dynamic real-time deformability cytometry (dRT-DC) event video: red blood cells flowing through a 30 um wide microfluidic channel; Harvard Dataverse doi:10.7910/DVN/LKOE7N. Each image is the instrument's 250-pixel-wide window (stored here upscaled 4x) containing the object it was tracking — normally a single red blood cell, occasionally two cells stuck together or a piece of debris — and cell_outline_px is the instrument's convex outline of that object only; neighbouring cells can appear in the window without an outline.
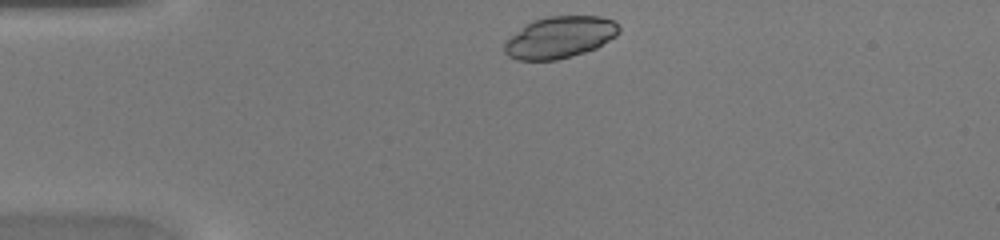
{"species": "common noctule bat (a hibernating species)", "species_latin": "Nyctalus noctula", "temperature_condition": "warm", "stored_images_in_passage": 36, "camera_frame_rate_fps": 3000, "um_per_image_px": 0.085, "animal": {"sex": "female", "body_mass_g": 20.0, "forearm_length_mm": 54.0}, "frame": {"image": 1, "passage_image": 1, "time_ms": 0.0, "image_size_px": [1000, 240], "cell_outline_px": [[620, 32], [616, 36], [596, 48], [572, 56], [556, 60], [516, 60], [508, 56], [504, 52], [504, 44], [512, 36], [532, 20], [548, 16], [600, 16], [612, 20], [620, 28]], "centroid_in_image_um": [47.59, 3.17], "position_along_channel_um": 37.4, "area_um2": 27.63}}
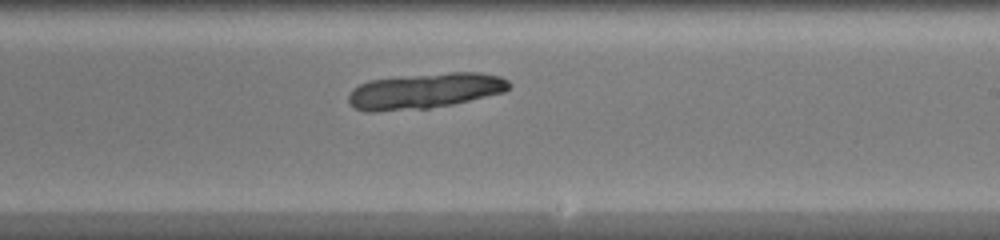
{"frame": {"image": 2, "passage_image": 18, "time_ms": 5.667, "image_size_px": [1000, 240], "cell_outline_px": [[512, 84], [504, 92], [452, 104], [428, 108], [372, 112], [364, 112], [348, 104], [348, 96], [352, 88], [368, 80], [448, 72], [480, 72], [500, 76], [508, 80]], "centroid_in_image_um": [36.09, 7.72], "position_along_channel_um": 252.9, "area_um2": 33.23}}
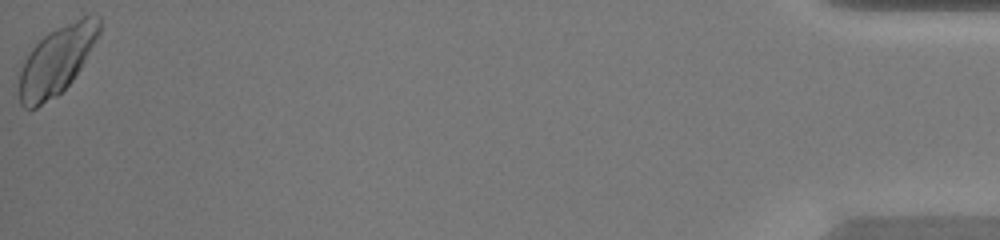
{"frame": {"image": 3, "passage_image": 36, "time_ms": 11.667, "image_size_px": [1000, 240], "cell_outline_px": [[100, 32], [80, 68], [72, 80], [56, 96], [36, 108], [24, 108], [20, 104], [20, 60], [48, 32], [56, 28], [84, 16], [100, 16]], "centroid_in_image_um": [4.77, 5.14], "position_along_channel_um": 430.4, "area_um2": 31.5}}